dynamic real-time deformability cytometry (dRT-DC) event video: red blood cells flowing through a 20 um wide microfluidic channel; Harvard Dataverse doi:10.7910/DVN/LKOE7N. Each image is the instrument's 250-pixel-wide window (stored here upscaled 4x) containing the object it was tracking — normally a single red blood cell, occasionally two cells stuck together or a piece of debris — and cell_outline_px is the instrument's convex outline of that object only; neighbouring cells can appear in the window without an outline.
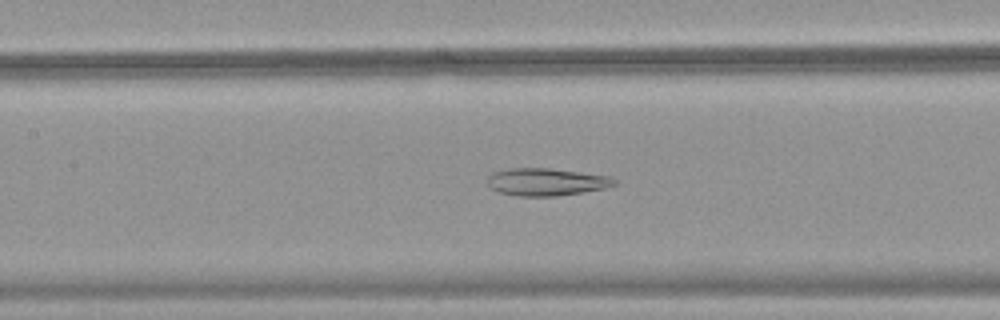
{"species": "common noctule bat (a hibernating species)", "species_latin": "Nyctalus noctula", "temperature_condition": "warm", "stored_images_in_passage": 39, "camera_frame_rate_fps": 3000, "um_per_image_px": 0.085, "animal": {"sex": "female", "body_mass_g": 18.4}, "frame": {"image": 1, "passage_image": 13, "time_ms": 4.0, "image_size_px": [1000, 320], "cell_outline_px": [[620, 184], [604, 188], [584, 192], [556, 196], [516, 196], [500, 192], [492, 188], [488, 184], [488, 176], [492, 172], [508, 168], [552, 168], [612, 176]], "centroid_in_image_um": [46.48, 15.45], "position_along_channel_um": 160.9, "area_um2": 20.58}}
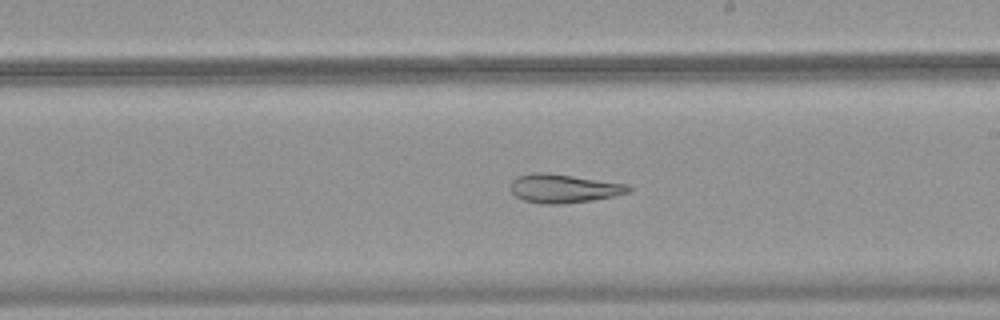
{"frame": {"image": 2, "passage_image": 19, "time_ms": 6.0, "image_size_px": [1000, 320], "cell_outline_px": [[632, 192], [592, 200], [564, 204], [540, 204], [524, 200], [516, 196], [512, 192], [512, 180], [516, 176], [532, 172], [548, 172], [628, 184], [632, 188]], "centroid_in_image_um": [47.92, 16.01], "position_along_channel_um": 241.1, "area_um2": 19.88}}
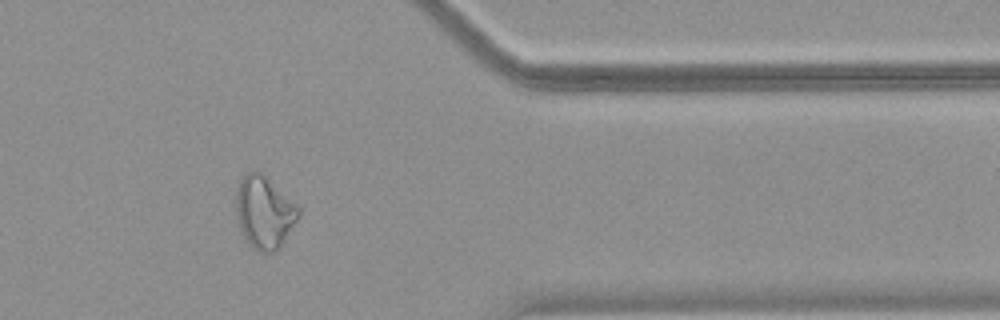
{"frame": {"image": 3, "passage_image": 31, "time_ms": 10.0, "image_size_px": [1000, 320], "cell_outline_px": [[300, 216], [276, 252], [260, 252], [252, 248], [248, 244], [240, 232], [236, 216], [236, 188], [244, 172], [260, 172], [300, 204]], "centroid_in_image_um": [22.47, 18.04], "position_along_channel_um": 388.9, "area_um2": 26.88}}